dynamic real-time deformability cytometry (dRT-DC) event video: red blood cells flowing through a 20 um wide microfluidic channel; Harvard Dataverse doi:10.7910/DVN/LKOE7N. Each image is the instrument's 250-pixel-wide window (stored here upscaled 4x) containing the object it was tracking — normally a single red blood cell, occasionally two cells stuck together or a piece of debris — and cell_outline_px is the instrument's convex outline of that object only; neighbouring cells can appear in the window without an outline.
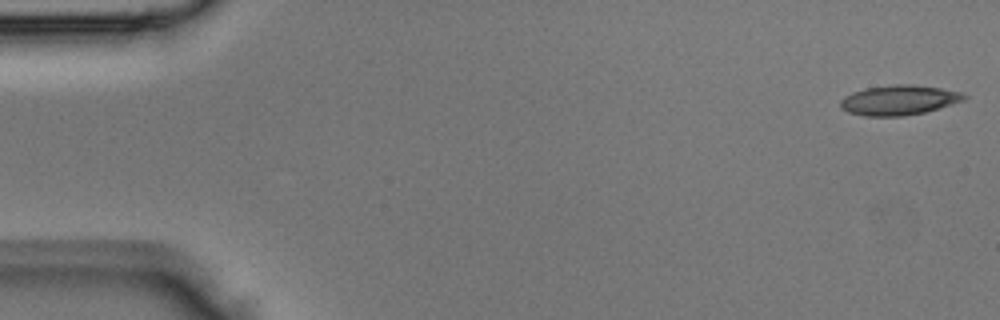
{"species": "Egyptian fruit bat (a non-hibernating species)", "species_latin": "Rousettus aegyptiacus", "temperature_condition": "room temperature", "stored_images_in_passage": 43, "camera_frame_rate_fps": 3000, "um_per_image_px": 0.085, "animal": {"sex": "male"}, "frame": {"image": 1, "passage_image": 1, "time_ms": 0.0, "image_size_px": [1000, 320], "cell_outline_px": [[968, 96], [964, 100], [924, 112], [904, 116], [864, 116], [848, 112], [840, 104], [840, 100], [844, 96], [852, 92], [864, 88], [896, 84], [912, 84], [940, 88], [960, 92]], "centroid_in_image_um": [76.38, 8.5], "position_along_channel_um": 8.6, "area_um2": 21.39}}
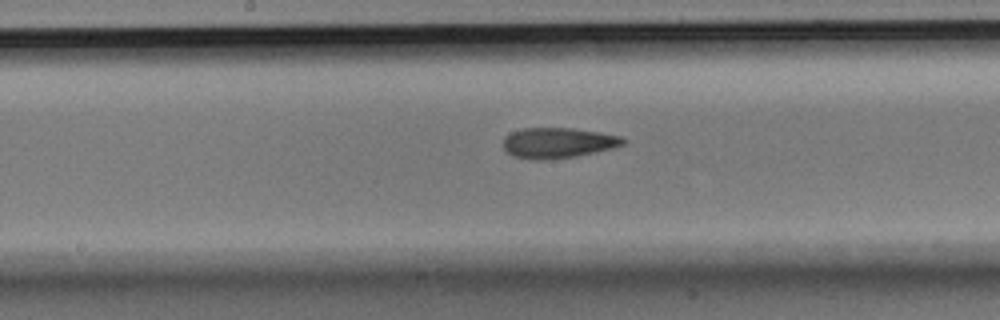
{"frame": {"image": 2, "passage_image": 22, "time_ms": 7.0, "image_size_px": [1000, 320], "cell_outline_px": [[628, 140], [624, 144], [612, 148], [596, 152], [576, 156], [544, 160], [540, 160], [512, 156], [504, 148], [504, 136], [512, 132], [524, 128], [572, 128], [600, 132], [620, 136]], "centroid_in_image_um": [47.45, 12.14], "position_along_channel_um": 200.8, "area_um2": 21.21}}
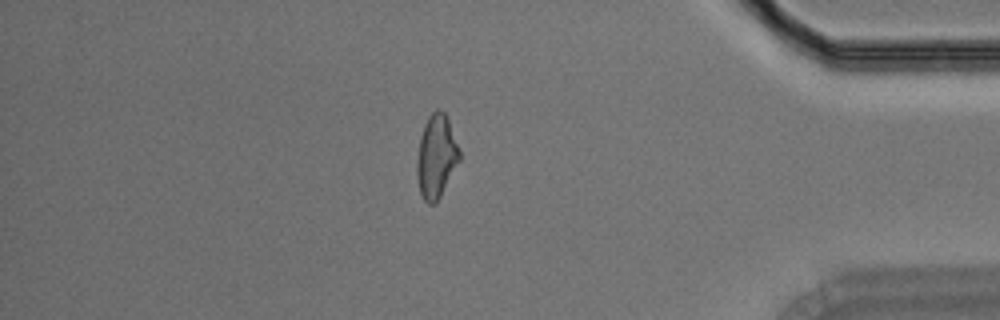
{"frame": {"image": 3, "passage_image": 37, "time_ms": 12.0, "image_size_px": [1000, 320], "cell_outline_px": [[460, 160], [436, 204], [428, 204], [424, 200], [420, 192], [416, 172], [416, 160], [420, 136], [424, 124], [428, 116], [436, 108], [440, 108], [444, 112], [448, 120], [460, 152]], "centroid_in_image_um": [37.06, 13.3], "position_along_channel_um": 398.1, "area_um2": 20.69}}